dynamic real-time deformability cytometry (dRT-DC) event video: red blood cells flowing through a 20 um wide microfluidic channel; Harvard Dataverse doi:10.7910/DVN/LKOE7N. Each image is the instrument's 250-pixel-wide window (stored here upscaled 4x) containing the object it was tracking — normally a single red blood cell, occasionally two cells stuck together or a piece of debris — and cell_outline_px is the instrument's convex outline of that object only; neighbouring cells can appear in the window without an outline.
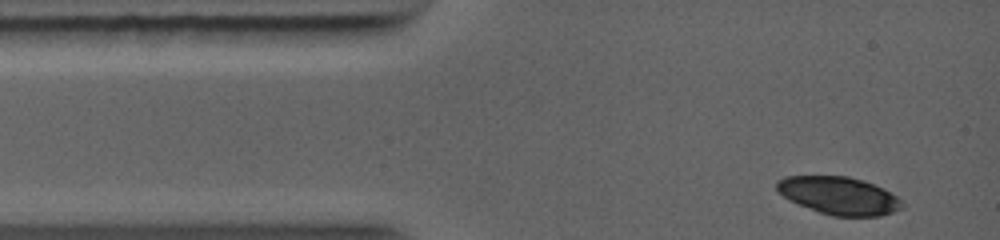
{"species": "common noctule bat (a hibernating species)", "species_latin": "Nyctalus noctula", "temperature_condition": "warm", "stored_images_in_passage": 3, "camera_frame_rate_fps": 5000, "um_per_image_px": 0.085, "animal": {"sex": "female", "body_mass_g": 19.0, "forearm_length_mm": 56.7}, "frame": {"image": 1, "passage_image": 1, "time_ms": 0.0, "image_size_px": [1000, 240], "cell_outline_px": [[904, 208], [880, 216], [832, 216], [820, 212], [788, 200], [776, 188], [776, 180], [784, 176], [848, 176], [864, 180], [896, 196], [904, 204]], "centroid_in_image_um": [71.29, 16.62], "position_along_channel_um": 13.7, "area_um2": 27.4}}